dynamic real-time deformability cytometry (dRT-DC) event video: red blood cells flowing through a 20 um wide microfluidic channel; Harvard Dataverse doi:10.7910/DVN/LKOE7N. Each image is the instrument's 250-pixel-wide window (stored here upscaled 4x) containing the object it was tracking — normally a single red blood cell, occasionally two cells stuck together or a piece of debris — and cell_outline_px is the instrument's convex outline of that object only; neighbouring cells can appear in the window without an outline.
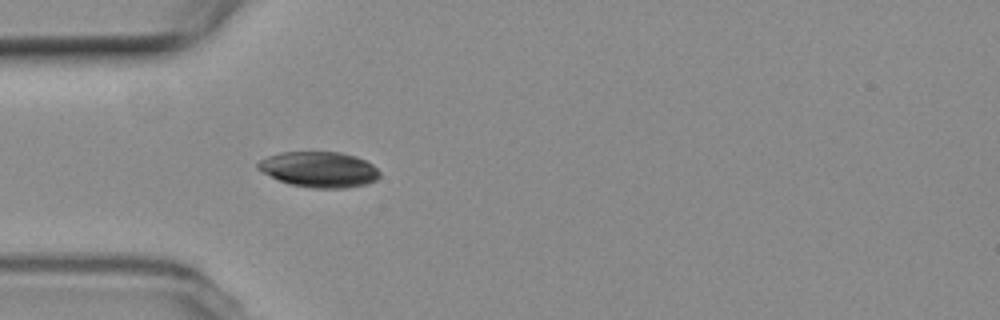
{"species": "common noctule bat (a hibernating species)", "species_latin": "Nyctalus noctula", "temperature_condition": "room temperature", "stored_images_in_passage": 1, "camera_frame_rate_fps": 3000, "um_per_image_px": 0.085, "animal": {"sex": "female", "body_mass_g": 19.3, "forearm_length_mm": 54.1}, "frame": {"image": 1, "passage_image": 1, "time_ms": 0.0, "image_size_px": [1000, 320], "cell_outline_px": [[380, 176], [376, 180], [368, 184], [348, 188], [312, 188], [288, 184], [260, 172], [256, 168], [256, 164], [260, 160], [268, 156], [280, 152], [340, 152], [356, 156], [372, 164], [380, 172]], "centroid_in_image_um": [27.11, 14.41], "position_along_channel_um": 57.9, "area_um2": 25.55}}